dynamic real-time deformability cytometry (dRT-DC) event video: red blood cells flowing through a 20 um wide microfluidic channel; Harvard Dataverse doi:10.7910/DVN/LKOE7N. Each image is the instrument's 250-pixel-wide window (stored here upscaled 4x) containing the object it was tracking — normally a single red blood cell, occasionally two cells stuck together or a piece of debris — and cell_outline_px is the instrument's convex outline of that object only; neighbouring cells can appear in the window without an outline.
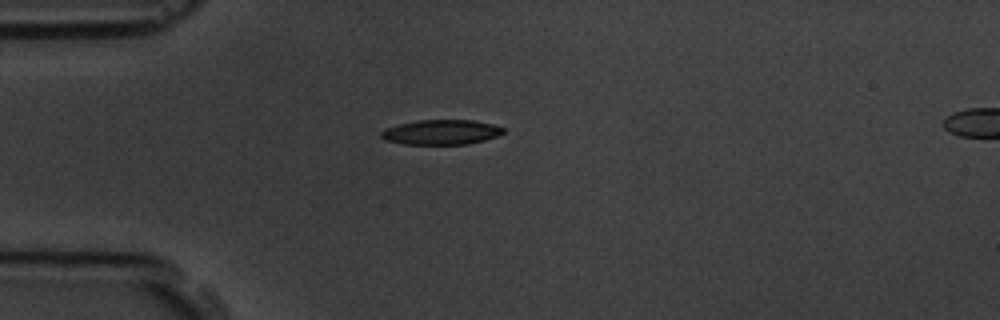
{"species": "common noctule bat (a hibernating species)", "species_latin": "Nyctalus noctula", "temperature_condition": "room temperature", "stored_images_in_passage": 2, "camera_frame_rate_fps": 3000, "um_per_image_px": 0.085, "animal": {"sex": "male", "body_mass_g": 19.5, "forearm_length_mm": 54.6}, "frame": {"image": 1, "passage_image": 1, "time_ms": 0.0, "image_size_px": [1000, 320], "cell_outline_px": [[504, 132], [496, 136], [484, 140], [468, 144], [404, 144], [384, 140], [380, 136], [380, 132], [384, 128], [400, 124], [420, 120], [472, 120], [492, 124], [504, 128]], "centroid_in_image_um": [37.47, 11.24], "position_along_channel_um": 47.5, "area_um2": 17.63}}